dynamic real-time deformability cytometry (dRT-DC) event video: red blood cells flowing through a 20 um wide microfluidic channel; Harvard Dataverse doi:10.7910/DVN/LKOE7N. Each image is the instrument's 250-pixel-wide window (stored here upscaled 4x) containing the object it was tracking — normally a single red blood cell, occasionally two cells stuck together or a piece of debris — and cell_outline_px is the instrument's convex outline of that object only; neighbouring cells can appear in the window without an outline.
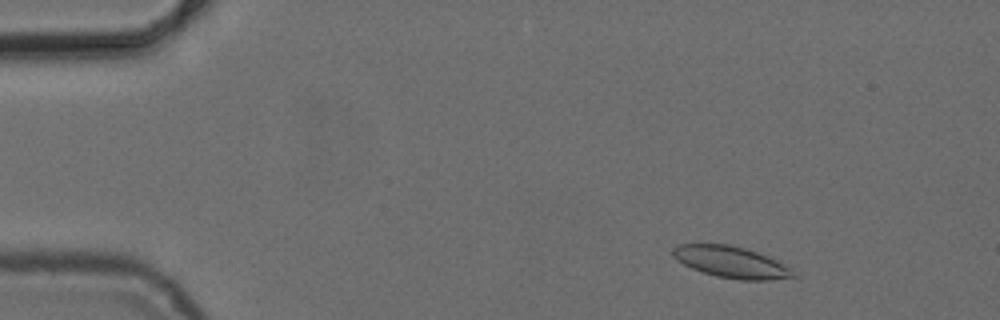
{"species": "common noctule bat (a hibernating species)", "species_latin": "Nyctalus noctula", "temperature_condition": "cold", "stored_images_in_passage": 6, "camera_frame_rate_fps": 3000, "um_per_image_px": 0.085, "animal": {"sex": "female", "body_mass_g": 24.6, "forearm_length_mm": 56.2}, "frame": {"image": 1, "passage_image": 2, "time_ms": 1.0, "image_size_px": [1000, 320], "cell_outline_px": [[796, 276], [768, 280], [740, 280], [716, 276], [692, 268], [684, 264], [672, 256], [672, 248], [676, 244], [728, 244], [744, 248], [756, 252], [776, 260], [784, 264]], "centroid_in_image_um": [62.09, 22.27], "position_along_channel_um": 22.9, "area_um2": 21.73}}
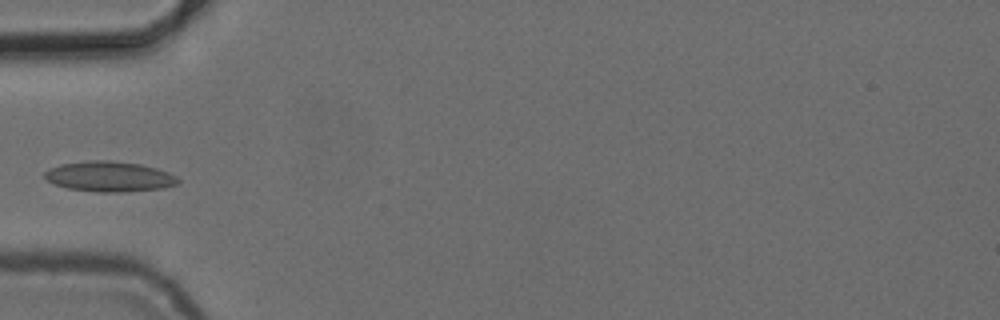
{"frame": {"image": 2, "passage_image": 5, "time_ms": 4.667, "image_size_px": [1000, 320], "cell_outline_px": [[180, 184], [164, 188], [124, 192], [100, 192], [68, 188], [52, 184], [44, 176], [44, 172], [48, 168], [60, 164], [88, 160], [112, 160], [140, 164], [156, 168], [168, 172], [176, 176], [180, 180]], "centroid_in_image_um": [9.3, 15.0], "position_along_channel_um": 75.7, "area_um2": 23.81}}
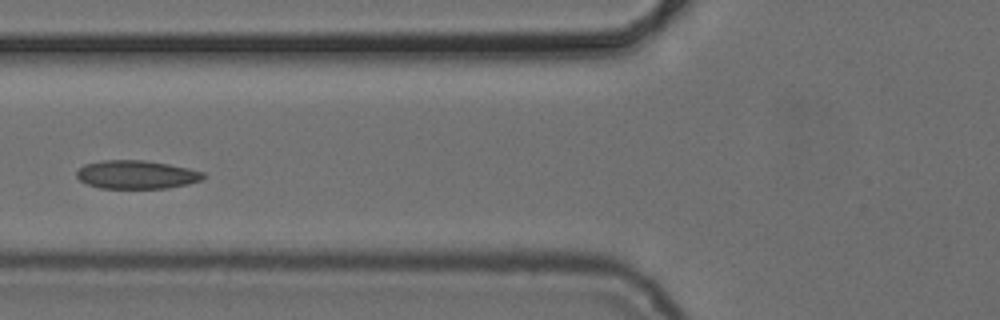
{"frame": {"image": 3, "passage_image": 6, "time_ms": 5.667, "image_size_px": [1000, 320], "cell_outline_px": [[204, 180], [188, 184], [168, 188], [100, 188], [88, 184], [80, 180], [76, 176], [76, 172], [84, 164], [104, 160], [144, 160], [168, 164], [188, 168], [204, 172]], "centroid_in_image_um": [11.62, 14.84], "position_along_channel_um": 114.2, "area_um2": 20.98}}